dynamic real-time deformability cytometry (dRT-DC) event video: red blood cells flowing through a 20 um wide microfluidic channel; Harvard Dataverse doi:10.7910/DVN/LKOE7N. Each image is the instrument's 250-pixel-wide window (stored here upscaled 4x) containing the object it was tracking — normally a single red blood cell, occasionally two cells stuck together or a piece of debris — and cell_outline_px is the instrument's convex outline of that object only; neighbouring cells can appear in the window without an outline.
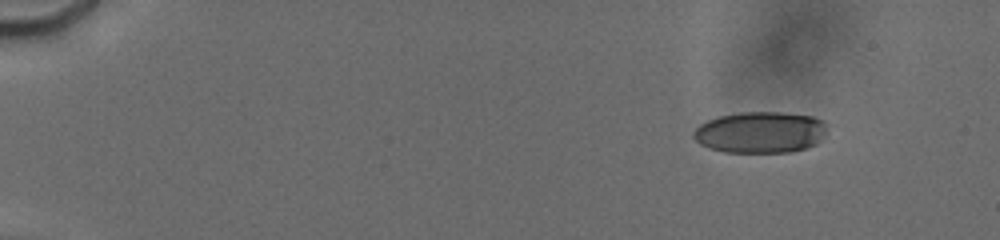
{"species": "human", "species_latin": "Homo sapiens", "temperature_condition": "cold", "stored_images_in_passage": 28, "camera_frame_rate_fps": 3000, "um_per_image_px": 0.085, "donor": {"sex": "male"}, "frame": {"image": 1, "passage_image": 7, "time_ms": 2.333, "image_size_px": [1000, 240], "cell_outline_px": [[824, 132], [820, 140], [816, 144], [792, 152], [724, 152], [708, 148], [700, 144], [692, 136], [692, 132], [700, 124], [708, 120], [720, 116], [740, 112], [784, 112], [812, 116], [824, 120]], "centroid_in_image_um": [64.59, 11.24], "position_along_channel_um": 20.4, "area_um2": 32.19}}
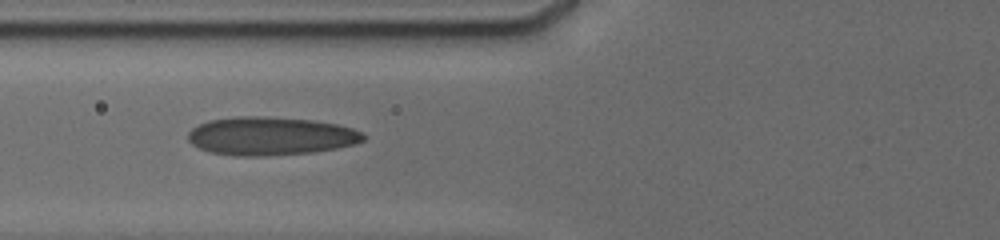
{"frame": {"image": 2, "passage_image": 21, "time_ms": 8.0, "image_size_px": [1000, 240], "cell_outline_px": [[364, 140], [352, 144], [336, 148], [312, 152], [260, 156], [236, 156], [208, 152], [192, 144], [188, 140], [188, 132], [192, 128], [208, 120], [236, 116], [268, 116], [312, 120], [336, 124], [352, 128], [364, 132]], "centroid_in_image_um": [22.96, 11.56], "position_along_channel_um": 102.8, "area_um2": 39.19}}
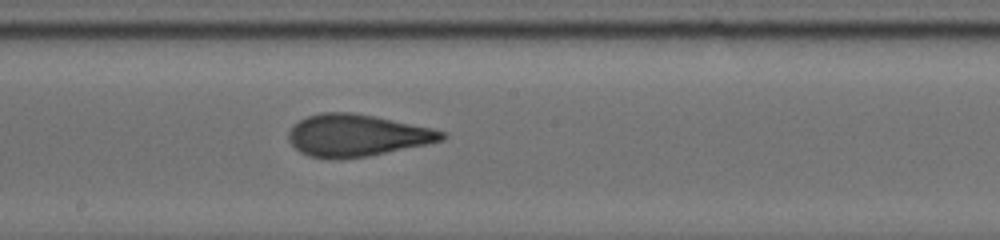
{"frame": {"image": 3, "passage_image": 28, "time_ms": 11.0, "image_size_px": [1000, 240], "cell_outline_px": [[448, 136], [444, 140], [368, 156], [308, 156], [300, 152], [288, 140], [288, 132], [300, 120], [308, 116], [320, 112], [352, 112], [432, 128], [444, 132]], "centroid_in_image_um": [30.35, 11.47], "position_along_channel_um": 217.9, "area_um2": 36.41}}